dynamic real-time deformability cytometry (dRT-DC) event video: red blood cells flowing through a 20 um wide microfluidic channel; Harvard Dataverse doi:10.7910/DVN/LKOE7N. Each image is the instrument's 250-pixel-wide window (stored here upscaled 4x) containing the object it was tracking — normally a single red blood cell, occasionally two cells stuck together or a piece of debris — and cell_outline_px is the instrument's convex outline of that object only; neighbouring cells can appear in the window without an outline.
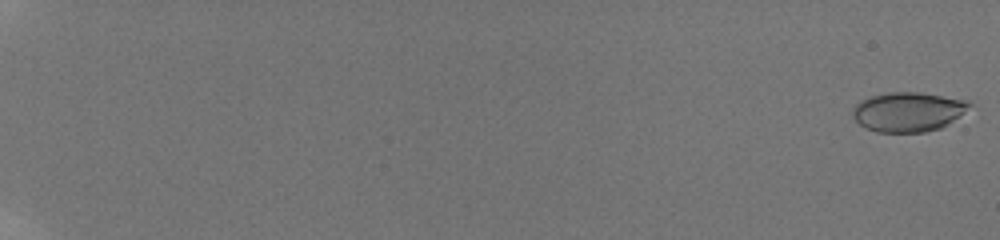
{"species": "human", "species_latin": "Homo sapiens", "temperature_condition": "room temperature", "stored_images_in_passage": 59, "camera_frame_rate_fps": 3000, "um_per_image_px": 0.085, "donor": {"sex": "male"}, "frame": {"image": 1, "passage_image": 1, "time_ms": 0.0, "image_size_px": [1000, 240], "cell_outline_px": [[972, 104], [952, 120], [940, 128], [924, 132], [876, 132], [864, 128], [852, 116], [852, 108], [860, 100], [872, 96], [888, 92], [920, 92], [968, 100]], "centroid_in_image_um": [77.13, 9.5], "position_along_channel_um": 7.9, "area_um2": 26.7}}
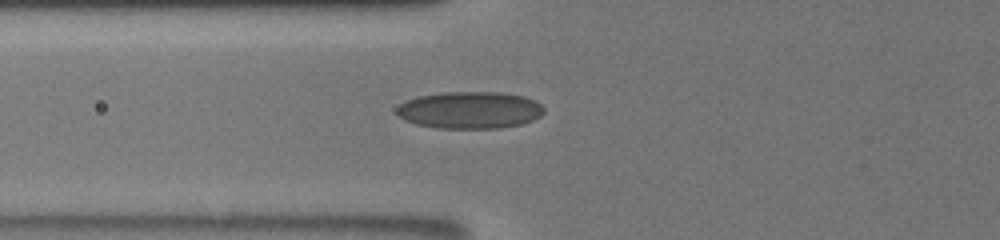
{"frame": {"image": 2, "passage_image": 27, "time_ms": 8.667, "image_size_px": [1000, 240], "cell_outline_px": [[544, 112], [540, 116], [532, 120], [520, 124], [500, 128], [436, 128], [416, 124], [404, 120], [396, 112], [396, 108], [400, 104], [408, 100], [420, 96], [444, 92], [496, 92], [524, 96], [536, 100], [544, 108]], "centroid_in_image_um": [39.94, 9.36], "position_along_channel_um": 85.9, "area_um2": 31.73}}
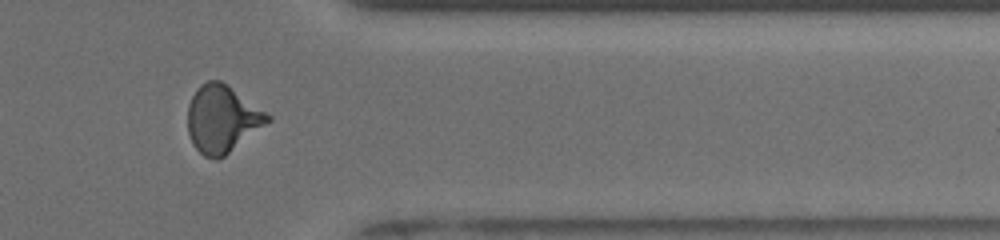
{"frame": {"image": 3, "passage_image": 51, "time_ms": 16.667, "image_size_px": [1000, 240], "cell_outline_px": [[272, 120], [224, 156], [216, 160], [212, 160], [204, 156], [192, 144], [188, 132], [188, 104], [196, 88], [200, 84], [208, 80], [220, 80], [228, 84], [268, 112], [272, 116]], "centroid_in_image_um": [18.89, 10.09], "position_along_channel_um": 392.5, "area_um2": 31.67}, "authors_computed_cell_mechanics": {"area_um2": 29.2468, "velocity_mm_per_s": 3.897, "shape_relaxation_time_tau1_ms": null, "shape_relaxation_time_tau2_ms": 0.9087, "deformation_change_tau1": null, "deformation_change_tau2": 0.0641}}